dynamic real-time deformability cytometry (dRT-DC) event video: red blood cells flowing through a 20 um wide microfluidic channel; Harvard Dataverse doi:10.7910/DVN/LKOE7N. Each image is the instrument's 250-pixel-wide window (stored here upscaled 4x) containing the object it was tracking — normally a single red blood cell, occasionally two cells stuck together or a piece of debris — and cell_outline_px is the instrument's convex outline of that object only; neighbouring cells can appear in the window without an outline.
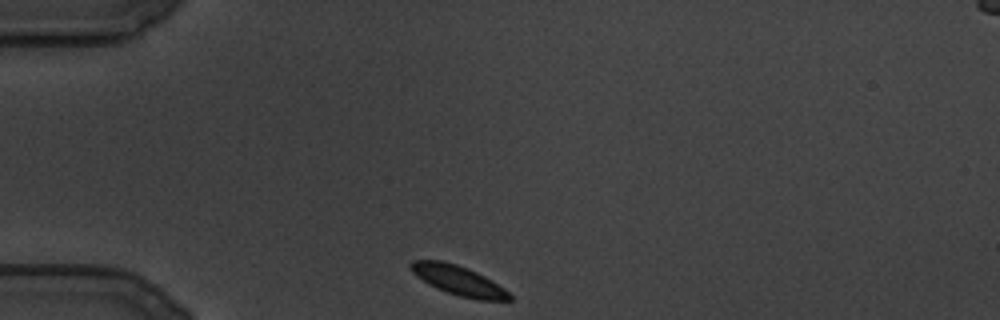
{"species": "common noctule bat (a hibernating species)", "species_latin": "Nyctalus noctula", "temperature_condition": "cold", "stored_images_in_passage": 94, "camera_frame_rate_fps": 3000, "um_per_image_px": 0.085, "animal": {"sex": "male", "body_mass_g": 19.5, "forearm_length_mm": 54.6}, "frame": {"image": 1, "passage_image": 1, "time_ms": 0.0, "image_size_px": [1000, 320], "cell_outline_px": [[512, 300], [476, 300], [460, 296], [436, 288], [428, 284], [416, 276], [408, 268], [408, 264], [412, 260], [440, 260], [456, 264], [468, 268], [492, 280], [504, 288], [512, 296]], "centroid_in_image_um": [38.94, 23.83], "position_along_channel_um": 46.1, "area_um2": 17.11}}
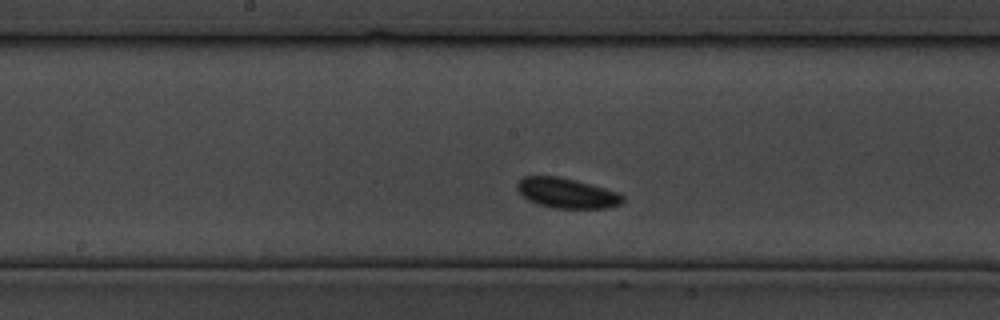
{"frame": {"image": 2, "passage_image": 35, "time_ms": 11.333, "image_size_px": [1000, 320], "cell_outline_px": [[624, 200], [620, 204], [608, 208], [552, 208], [528, 200], [516, 188], [516, 184], [524, 176], [556, 176], [576, 180], [604, 188], [616, 192], [624, 196]], "centroid_in_image_um": [48.17, 16.41], "position_along_channel_um": 200.0, "area_um2": 18.32}}
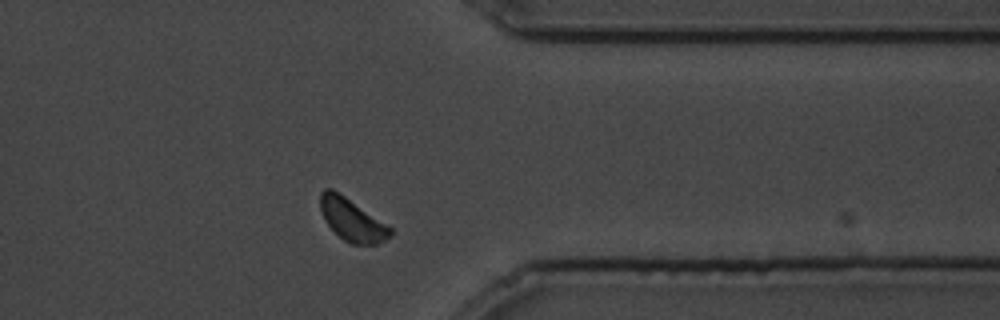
{"frame": {"image": 3, "passage_image": 70, "time_ms": 23.0, "image_size_px": [1000, 320], "cell_outline_px": [[392, 236], [376, 244], [352, 244], [344, 240], [324, 220], [320, 208], [320, 192], [324, 188], [332, 188], [392, 228]], "centroid_in_image_um": [29.9, 18.67], "position_along_channel_um": 381.5, "area_um2": 16.94}}